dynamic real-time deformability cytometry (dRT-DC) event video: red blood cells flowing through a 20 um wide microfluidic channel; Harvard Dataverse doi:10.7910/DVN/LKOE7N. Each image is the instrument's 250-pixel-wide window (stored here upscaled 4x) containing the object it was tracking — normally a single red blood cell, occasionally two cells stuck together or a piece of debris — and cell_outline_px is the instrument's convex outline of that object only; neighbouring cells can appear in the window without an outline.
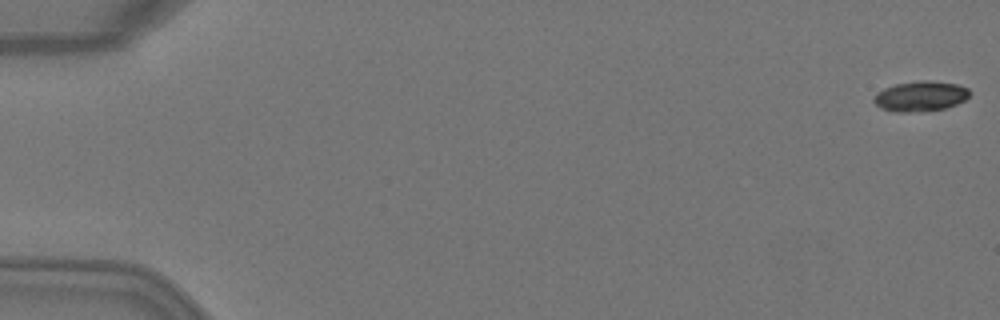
{"species": "Egyptian fruit bat (a non-hibernating species)", "species_latin": "Rousettus aegyptiacus", "temperature_condition": "warm", "stored_images_in_passage": 51, "camera_frame_rate_fps": 3000, "um_per_image_px": 0.085, "animal": {"sex": "female"}, "frame": {"image": 1, "passage_image": 1, "time_ms": 0.0, "image_size_px": [1000, 320], "cell_outline_px": [[968, 96], [964, 100], [956, 104], [944, 108], [912, 112], [896, 112], [880, 108], [872, 100], [876, 92], [884, 88], [896, 84], [916, 80], [928, 80], [956, 84], [968, 88]], "centroid_in_image_um": [78.19, 8.17], "position_along_channel_um": 6.8, "area_um2": 16.76}}
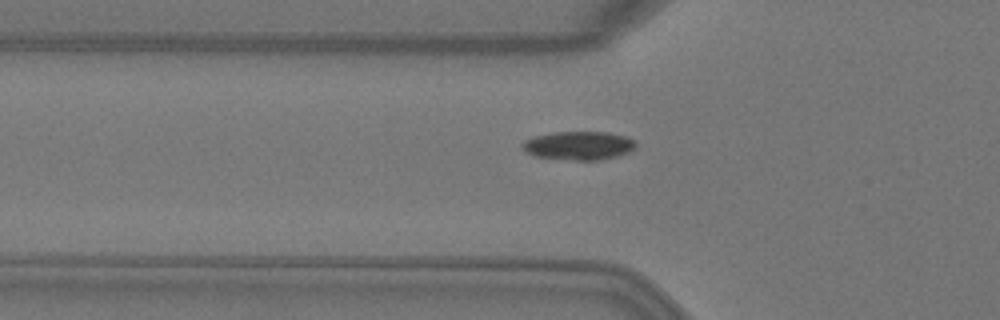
{"frame": {"image": 2, "passage_image": 18, "time_ms": 5.667, "image_size_px": [1000, 320], "cell_outline_px": [[636, 144], [628, 152], [616, 156], [600, 160], [576, 160], [536, 156], [520, 148], [520, 144], [524, 140], [536, 136], [552, 132], [608, 132], [624, 136], [632, 140]], "centroid_in_image_um": [49.14, 12.37], "position_along_channel_um": 76.7, "area_um2": 18.61}}
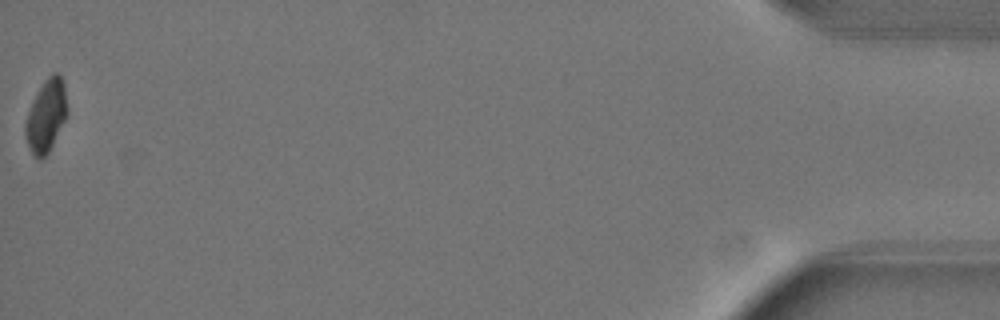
{"frame": {"image": 3, "passage_image": 51, "time_ms": 16.667, "image_size_px": [1000, 320], "cell_outline_px": [[68, 116], [48, 152], [40, 160], [32, 152], [24, 136], [24, 124], [28, 112], [44, 80], [52, 72], [56, 72], [60, 76], [64, 84], [68, 108]], "centroid_in_image_um": [3.94, 9.83], "position_along_channel_um": 431.3, "area_um2": 17.51}, "authors_computed_cell_mechanics": {"area_um2": 18.3226, "velocity_mm_per_s": 4.0665, "shape_relaxation_time_tau1_ms": 7.8485, "shape_relaxation_time_tau2_ms": null, "deformation_change_tau1": 0.1655, "deformation_change_tau2": null}}